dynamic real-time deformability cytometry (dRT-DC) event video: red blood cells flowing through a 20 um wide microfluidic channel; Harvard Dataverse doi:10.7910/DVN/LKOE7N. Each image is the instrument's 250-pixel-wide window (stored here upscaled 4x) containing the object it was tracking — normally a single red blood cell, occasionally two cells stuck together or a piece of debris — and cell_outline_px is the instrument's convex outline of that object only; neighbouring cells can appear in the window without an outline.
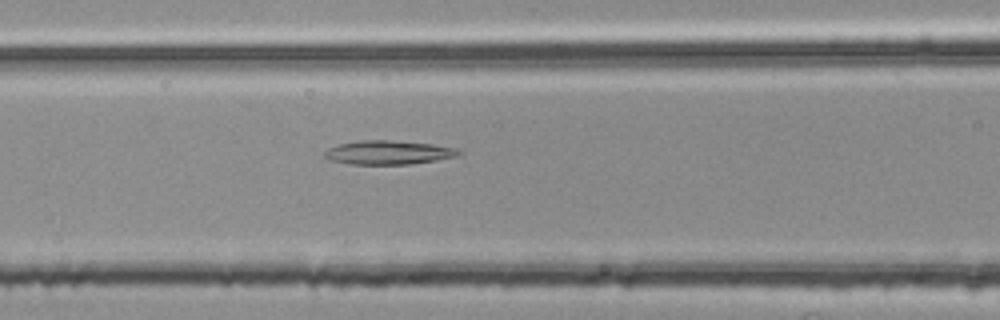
{"species": "common noctule bat (a hibernating species)", "species_latin": "Nyctalus noctula", "temperature_condition": "room temperature", "stored_images_in_passage": 46, "camera_frame_rate_fps": 3000, "um_per_image_px": 0.085, "animal": {"sex": "female", "body_mass_g": 25.1}, "frame": {"image": 1, "passage_image": 15, "time_ms": 4.667, "image_size_px": [1000, 320], "cell_outline_px": [[460, 152], [456, 156], [436, 160], [408, 164], [352, 164], [328, 160], [324, 156], [324, 152], [328, 148], [336, 144], [360, 140], [388, 140], [432, 144], [456, 148]], "centroid_in_image_um": [32.94, 12.95], "position_along_channel_um": 133.7, "area_um2": 18.55}}
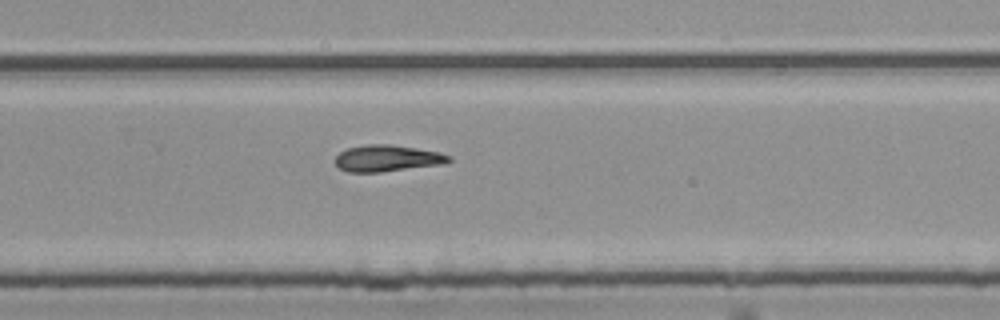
{"frame": {"image": 2, "passage_image": 28, "time_ms": 9.0, "image_size_px": [1000, 320], "cell_outline_px": [[452, 160], [440, 164], [380, 172], [348, 172], [340, 168], [336, 164], [336, 156], [340, 152], [348, 148], [368, 144], [388, 144], [416, 148], [440, 152], [452, 156]], "centroid_in_image_um": [32.92, 13.45], "position_along_channel_um": 296.9, "area_um2": 17.34}}
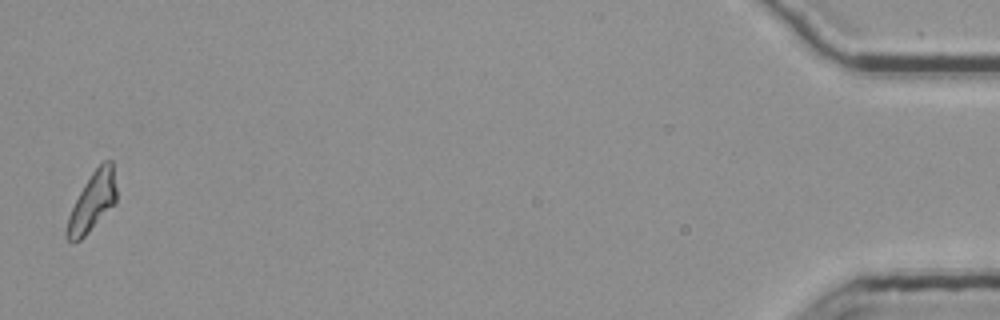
{"frame": {"image": 3, "passage_image": 46, "time_ms": 15.0, "image_size_px": [1000, 320], "cell_outline_px": [[116, 200], [88, 232], [80, 240], [72, 244], [64, 236], [64, 232], [68, 216], [84, 184], [92, 172], [104, 160], [112, 160], [116, 188]], "centroid_in_image_um": [7.8, 17.17], "position_along_channel_um": 427.4, "area_um2": 16.65}}